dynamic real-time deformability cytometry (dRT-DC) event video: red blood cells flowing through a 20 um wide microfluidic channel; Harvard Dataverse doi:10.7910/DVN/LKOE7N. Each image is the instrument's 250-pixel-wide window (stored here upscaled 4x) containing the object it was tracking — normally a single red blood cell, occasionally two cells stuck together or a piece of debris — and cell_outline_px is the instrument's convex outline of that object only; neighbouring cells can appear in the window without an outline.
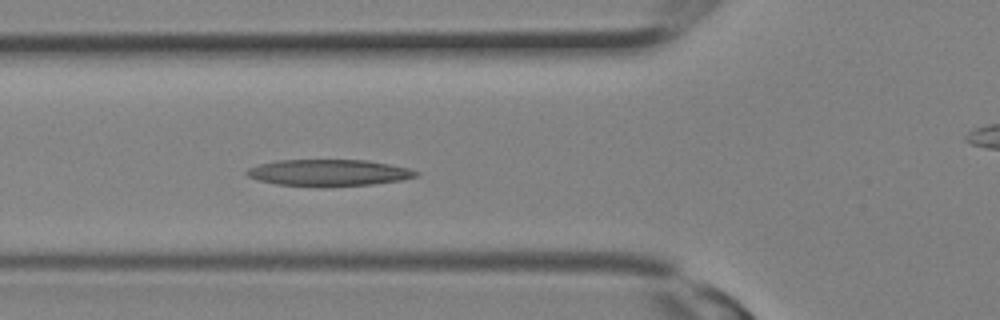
{"species": "Egyptian fruit bat (a non-hibernating species)", "species_latin": "Rousettus aegyptiacus", "temperature_condition": "room temperature", "stored_images_in_passage": 5, "camera_frame_rate_fps": 3000, "um_per_image_px": 0.085, "animal": {"sex": "female"}, "frame": {"image": 1, "passage_image": 5, "time_ms": 1.333, "image_size_px": [1000, 320], "cell_outline_px": [[420, 172], [416, 176], [404, 180], [372, 184], [320, 188], [276, 184], [260, 180], [248, 176], [244, 172], [248, 168], [260, 164], [280, 160], [368, 160], [408, 168]], "centroid_in_image_um": [27.95, 14.7], "position_along_channel_um": 97.9, "area_um2": 26.47}}